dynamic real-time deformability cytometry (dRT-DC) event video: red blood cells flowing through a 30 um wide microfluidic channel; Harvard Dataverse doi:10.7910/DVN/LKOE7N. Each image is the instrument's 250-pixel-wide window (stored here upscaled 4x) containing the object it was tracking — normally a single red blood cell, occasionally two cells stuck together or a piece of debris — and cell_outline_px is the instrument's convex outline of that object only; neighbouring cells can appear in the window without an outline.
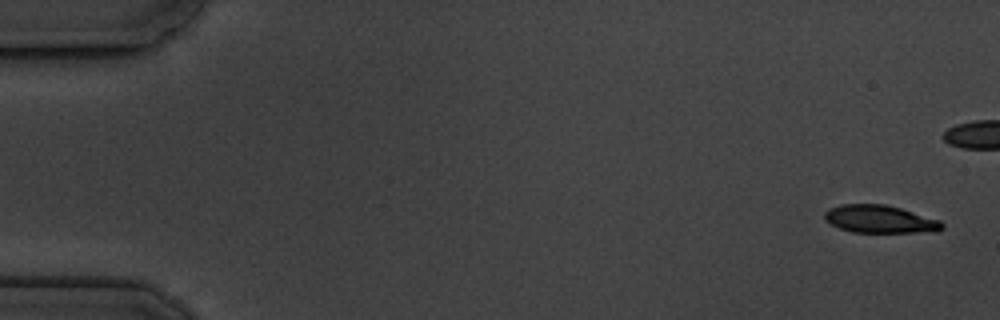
{"species": "common noctule bat (a hibernating species)", "species_latin": "Nyctalus noctula", "temperature_condition": "cold", "stored_images_in_passage": 9, "camera_frame_rate_fps": 3000, "um_per_image_px": 0.085, "animal": {"sex": "male", "body_mass_g": 19.5, "forearm_length_mm": 54.6}, "frame": {"image": 1, "passage_image": 1, "time_ms": 0.0, "image_size_px": [1000, 320], "cell_outline_px": [[944, 228], [936, 232], [852, 232], [840, 228], [824, 220], [824, 212], [840, 204], [884, 204], [900, 208], [940, 220], [944, 224]], "centroid_in_image_um": [74.81, 18.63], "position_along_channel_um": 10.2, "area_um2": 18.96}}